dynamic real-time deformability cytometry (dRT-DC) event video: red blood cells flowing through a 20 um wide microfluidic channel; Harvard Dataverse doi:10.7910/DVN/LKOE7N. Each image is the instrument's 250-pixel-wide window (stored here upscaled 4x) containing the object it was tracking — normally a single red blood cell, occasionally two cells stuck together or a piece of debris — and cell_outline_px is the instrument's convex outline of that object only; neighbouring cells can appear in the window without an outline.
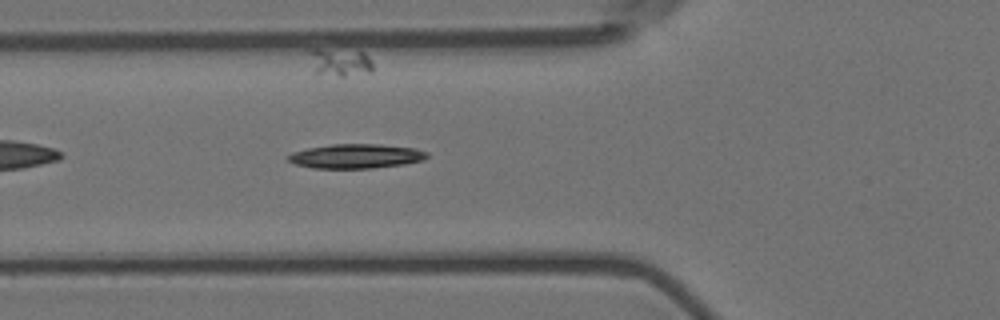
{"species": "Egyptian fruit bat (a non-hibernating species)", "species_latin": "Rousettus aegyptiacus", "temperature_condition": "room temperature", "stored_images_in_passage": 42, "camera_frame_rate_fps": 3000, "um_per_image_px": 0.085, "animal": {"sex": "female"}, "frame": {"image": 1, "passage_image": 6, "time_ms": 1.667, "image_size_px": [1000, 320], "cell_outline_px": [[428, 156], [424, 160], [404, 164], [372, 168], [312, 168], [296, 164], [288, 160], [288, 156], [292, 152], [308, 148], [332, 144], [380, 144], [416, 148], [428, 152]], "centroid_in_image_um": [30.29, 13.27], "position_along_channel_um": 95.5, "area_um2": 19.71}}
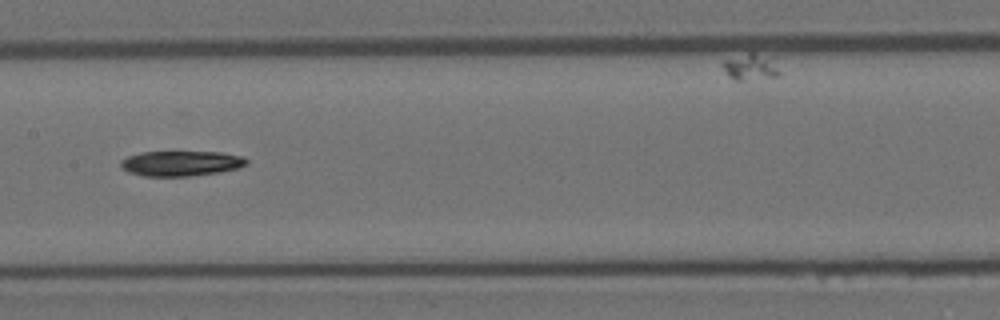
{"frame": {"image": 2, "passage_image": 14, "time_ms": 4.333, "image_size_px": [1000, 320], "cell_outline_px": [[248, 164], [240, 168], [220, 172], [188, 176], [144, 176], [128, 172], [120, 168], [120, 160], [128, 156], [140, 152], [220, 152], [244, 156], [248, 160]], "centroid_in_image_um": [15.4, 13.89], "position_along_channel_um": 192.0, "area_um2": 18.67}}
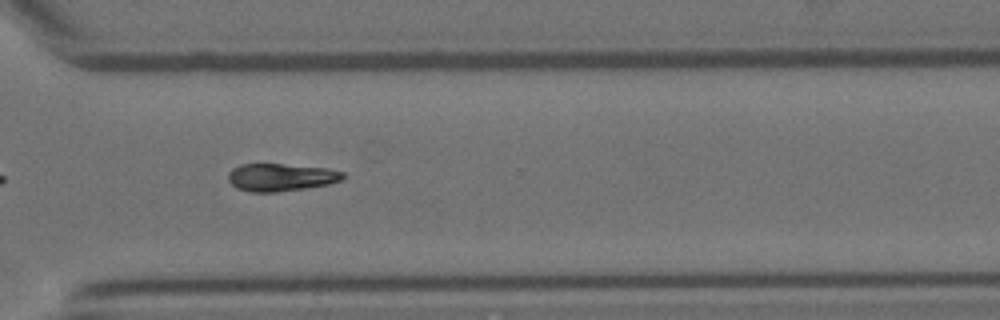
{"frame": {"image": 3, "passage_image": 27, "time_ms": 8.667, "image_size_px": [1000, 320], "cell_outline_px": [[344, 176], [340, 180], [328, 184], [308, 188], [276, 192], [248, 192], [236, 188], [228, 180], [228, 172], [232, 168], [240, 164], [280, 164], [324, 168], [344, 172]], "centroid_in_image_um": [23.82, 15.08], "position_along_channel_um": 346.8, "area_um2": 18.44}, "authors_computed_cell_mechanics": {"area_um2": 18.6694, "velocity_mm_per_s": 3.574, "shape_relaxation_time_tau1_ms": 7.6542, "shape_relaxation_time_tau2_ms": null, "deformation_change_tau1": 0.1682, "deformation_change_tau2": null}}